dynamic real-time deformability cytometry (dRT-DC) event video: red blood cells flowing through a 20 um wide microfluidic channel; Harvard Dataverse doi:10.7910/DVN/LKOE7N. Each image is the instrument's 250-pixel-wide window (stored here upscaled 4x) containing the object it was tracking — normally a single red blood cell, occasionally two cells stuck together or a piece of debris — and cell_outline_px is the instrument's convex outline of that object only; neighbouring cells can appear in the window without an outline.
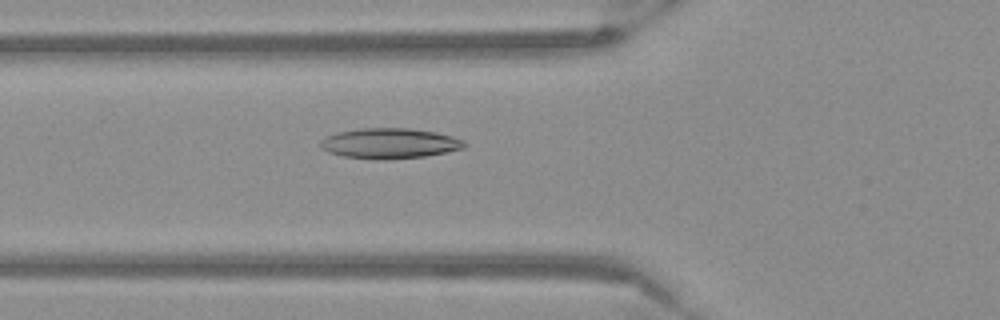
{"species": "Egyptian fruit bat (a non-hibernating species)", "species_latin": "Rousettus aegyptiacus", "temperature_condition": "warm", "stored_images_in_passage": 54, "camera_frame_rate_fps": 3000, "um_per_image_px": 0.085, "frame": {"image": 1, "passage_image": 20, "time_ms": 6.333, "image_size_px": [1000, 320], "cell_outline_px": [[468, 144], [464, 148], [424, 156], [380, 160], [344, 156], [328, 152], [320, 144], [320, 140], [336, 132], [364, 128], [408, 128], [436, 132], [452, 136], [464, 140]], "centroid_in_image_um": [33.14, 12.18], "position_along_channel_um": 92.7, "area_um2": 25.26}}
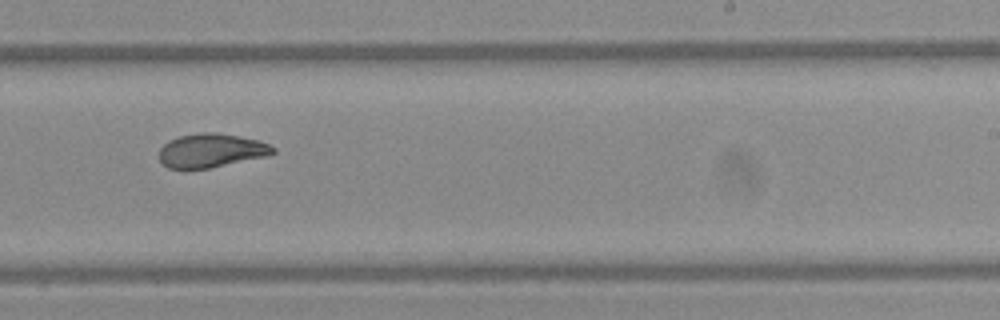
{"frame": {"image": 2, "passage_image": 34, "time_ms": 11.0, "image_size_px": [1000, 320], "cell_outline_px": [[276, 152], [268, 156], [208, 168], [168, 168], [160, 160], [160, 148], [168, 140], [180, 136], [204, 132], [216, 132], [240, 136], [256, 140], [268, 144], [276, 148]], "centroid_in_image_um": [17.97, 12.78], "position_along_channel_um": 271.0, "area_um2": 22.25}}
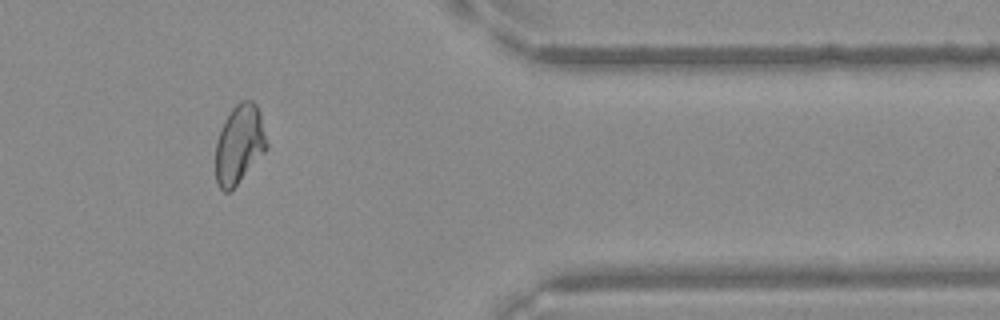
{"frame": {"image": 3, "passage_image": 45, "time_ms": 14.667, "image_size_px": [1000, 320], "cell_outline_px": [[268, 148], [236, 184], [228, 192], [224, 192], [220, 188], [216, 180], [216, 140], [220, 128], [224, 120], [232, 108], [240, 100], [252, 100], [256, 104], [260, 112], [268, 144]], "centroid_in_image_um": [20.34, 12.22], "position_along_channel_um": 391.1, "area_um2": 23.41}}